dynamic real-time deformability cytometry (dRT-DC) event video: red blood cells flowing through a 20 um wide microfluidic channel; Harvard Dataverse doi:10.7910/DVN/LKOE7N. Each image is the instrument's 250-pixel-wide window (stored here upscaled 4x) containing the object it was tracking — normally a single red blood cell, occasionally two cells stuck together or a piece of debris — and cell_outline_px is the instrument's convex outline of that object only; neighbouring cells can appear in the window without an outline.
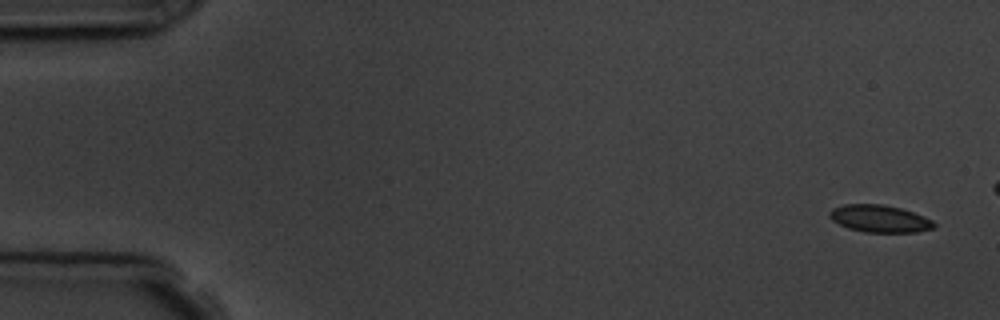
{"species": "common noctule bat (a hibernating species)", "species_latin": "Nyctalus noctula", "temperature_condition": "room temperature", "stored_images_in_passage": 5, "segment_of_instrument_passage": [1, 2], "camera_frame_rate_fps": 3000, "um_per_image_px": 0.085, "animal": {"sex": "male", "body_mass_g": 19.5, "forearm_length_mm": 54.6}, "frame": {"image": 1, "passage_image": 1, "time_ms": 0.0, "image_size_px": [1000, 320], "cell_outline_px": [[936, 228], [916, 232], [864, 232], [848, 228], [832, 220], [828, 216], [828, 212], [832, 208], [844, 204], [880, 204], [900, 208], [924, 216], [932, 220], [936, 224]], "centroid_in_image_um": [74.76, 18.59], "position_along_channel_um": 10.2, "area_um2": 16.65}}